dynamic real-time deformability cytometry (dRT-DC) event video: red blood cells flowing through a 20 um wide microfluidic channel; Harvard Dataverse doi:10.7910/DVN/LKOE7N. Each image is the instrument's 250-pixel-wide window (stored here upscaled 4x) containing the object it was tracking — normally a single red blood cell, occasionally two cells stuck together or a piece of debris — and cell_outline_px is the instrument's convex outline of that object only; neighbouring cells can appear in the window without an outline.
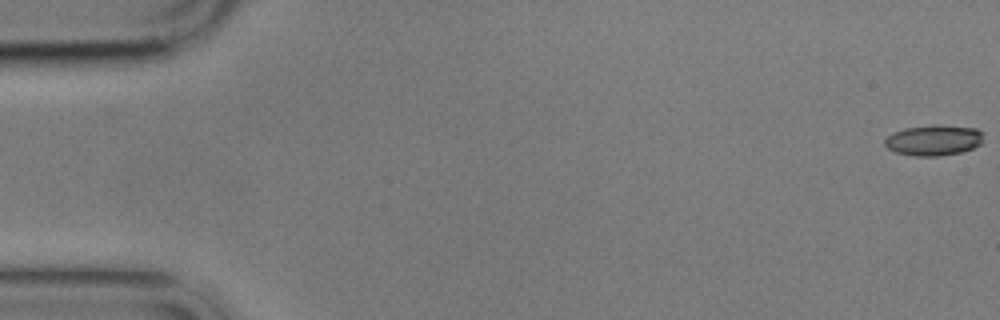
{"species": "common noctule bat (a hibernating species)", "species_latin": "Nyctalus noctula", "temperature_condition": "cold", "stored_images_in_passage": 6, "camera_frame_rate_fps": 3000, "um_per_image_px": 0.085, "animal": {"sex": "male", "body_mass_g": 17.9}, "frame": {"image": 1, "passage_image": 1, "time_ms": 0.0, "image_size_px": [1000, 320], "cell_outline_px": [[984, 132], [980, 144], [972, 148], [960, 152], [936, 156], [916, 156], [896, 152], [888, 148], [884, 144], [884, 140], [892, 132], [904, 128], [932, 124], [940, 124], [976, 128]], "centroid_in_image_um": [79.36, 11.89], "position_along_channel_um": 5.6, "area_um2": 17.74}}
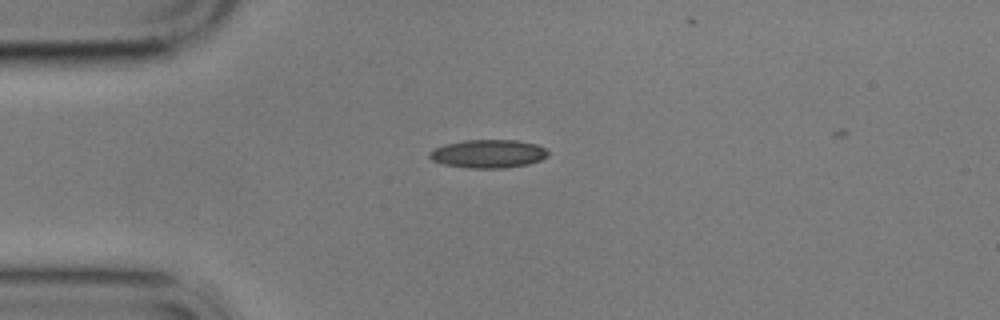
{"frame": {"image": 2, "passage_image": 5, "time_ms": 4.667, "image_size_px": [1000, 320], "cell_outline_px": [[548, 156], [540, 160], [528, 164], [504, 168], [468, 168], [444, 164], [432, 160], [428, 156], [428, 152], [436, 148], [448, 144], [464, 140], [516, 140], [536, 144], [544, 148], [548, 152]], "centroid_in_image_um": [41.5, 13.07], "position_along_channel_um": 43.5, "area_um2": 19.42}}